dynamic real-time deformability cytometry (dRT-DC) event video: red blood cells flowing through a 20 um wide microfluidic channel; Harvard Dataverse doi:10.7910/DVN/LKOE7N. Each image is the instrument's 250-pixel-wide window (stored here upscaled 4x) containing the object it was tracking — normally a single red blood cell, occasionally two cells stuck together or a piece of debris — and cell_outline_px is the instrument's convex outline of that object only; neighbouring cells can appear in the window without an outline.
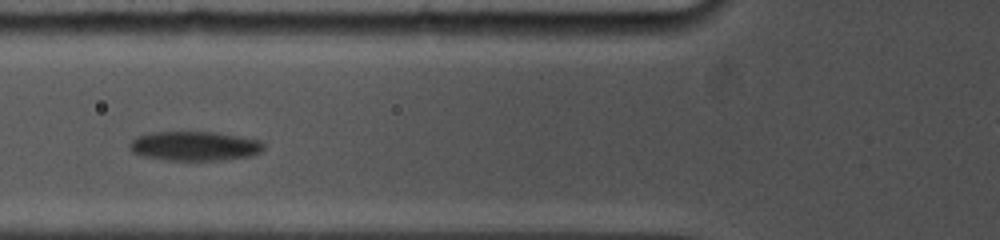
{"species": "common noctule bat (a hibernating species)", "species_latin": "Nyctalus noctula", "temperature_condition": "cold", "stored_images_in_passage": 11, "camera_frame_rate_fps": 5000, "um_per_image_px": 0.085, "animal": {"sex": "female", "body_mass_g": 19.0, "forearm_length_mm": 53.3}, "frame": {"image": 1, "passage_image": 10, "time_ms": 3.4, "image_size_px": [1000, 240], "cell_outline_px": [[264, 148], [260, 152], [252, 156], [224, 160], [168, 160], [140, 156], [132, 152], [128, 148], [128, 144], [136, 136], [152, 132], [212, 132], [260, 140], [264, 144]], "centroid_in_image_um": [16.5, 12.42], "position_along_channel_um": 109.3, "area_um2": 23.06}}